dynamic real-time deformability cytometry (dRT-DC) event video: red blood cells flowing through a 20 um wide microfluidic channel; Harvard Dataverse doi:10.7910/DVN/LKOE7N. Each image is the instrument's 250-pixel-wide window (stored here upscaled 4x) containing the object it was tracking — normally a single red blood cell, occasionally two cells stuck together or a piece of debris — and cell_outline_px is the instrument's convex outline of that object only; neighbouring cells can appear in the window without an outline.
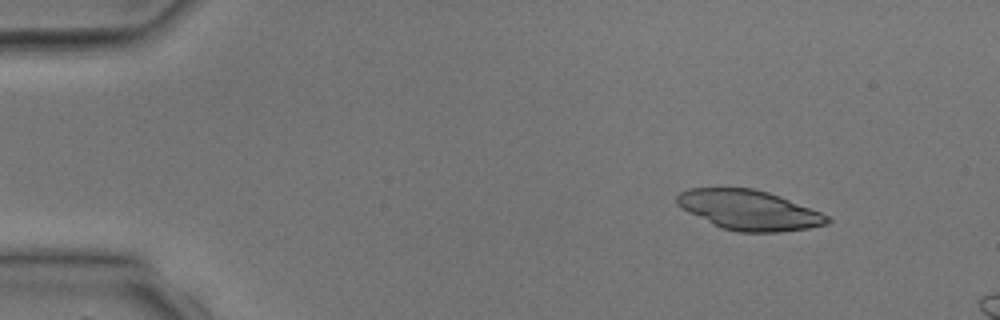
{"species": "common noctule bat (a hibernating species)", "species_latin": "Nyctalus noctula", "temperature_condition": "room temperature", "stored_images_in_passage": 5, "segment_of_instrument_passage": [2, 2], "camera_frame_rate_fps": 3000, "um_per_image_px": 0.085, "animal": {"sex": "male", "body_mass_g": 17.9, "forearm_length_mm": 54.2}, "frame": {"image": 1, "passage_image": 5, "time_ms": 5.333, "image_size_px": [1000, 320], "cell_outline_px": [[832, 220], [828, 224], [808, 228], [776, 232], [736, 232], [720, 228], [680, 208], [676, 204], [676, 196], [680, 192], [688, 188], [752, 188], [768, 192], [780, 196], [820, 212], [828, 216]], "centroid_in_image_um": [63.63, 17.86], "position_along_channel_um": 21.4, "area_um2": 34.91}}